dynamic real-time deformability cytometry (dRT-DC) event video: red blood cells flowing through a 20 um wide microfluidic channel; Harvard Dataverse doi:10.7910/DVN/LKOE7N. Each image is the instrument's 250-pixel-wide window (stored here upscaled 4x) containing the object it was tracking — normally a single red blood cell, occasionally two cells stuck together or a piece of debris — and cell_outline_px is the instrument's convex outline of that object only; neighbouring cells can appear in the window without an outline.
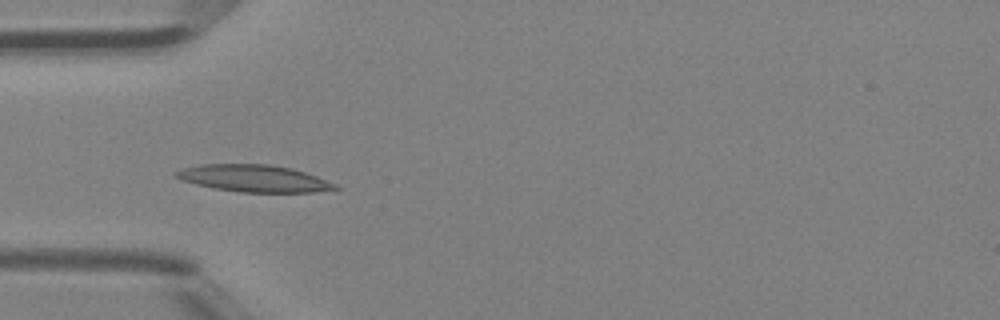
{"species": "Egyptian fruit bat (a non-hibernating species)", "species_latin": "Rousettus aegyptiacus", "temperature_condition": "room temperature", "stored_images_in_passage": 4, "camera_frame_rate_fps": 3000, "um_per_image_px": 0.085, "animal": {"sex": "female"}, "frame": {"image": 1, "passage_image": 4, "time_ms": 1.0, "image_size_px": [1000, 320], "cell_outline_px": [[340, 188], [312, 192], [240, 192], [212, 188], [196, 184], [172, 176], [172, 172], [184, 168], [200, 164], [268, 164], [292, 168], [316, 176], [336, 184]], "centroid_in_image_um": [21.54, 15.16], "position_along_channel_um": 63.5, "area_um2": 24.97}}